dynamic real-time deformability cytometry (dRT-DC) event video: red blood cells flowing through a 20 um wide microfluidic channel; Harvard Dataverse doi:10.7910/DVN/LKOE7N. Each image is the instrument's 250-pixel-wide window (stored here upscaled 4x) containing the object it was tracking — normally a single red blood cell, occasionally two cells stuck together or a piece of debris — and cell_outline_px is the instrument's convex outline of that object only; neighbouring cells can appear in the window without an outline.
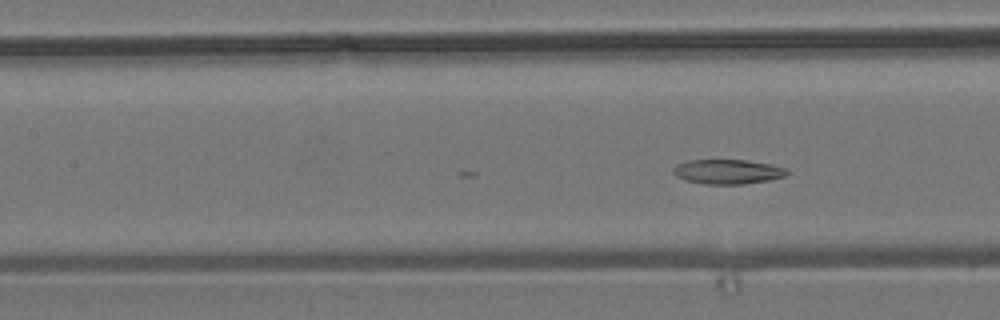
{"species": "common noctule bat (a hibernating species)", "species_latin": "Nyctalus noctula", "temperature_condition": "room temperature", "stored_images_in_passage": 24, "camera_frame_rate_fps": 3000, "um_per_image_px": 0.085, "animal": {"sex": "male", "body_mass_g": 19.2, "forearm_length_mm": 51.8}, "frame": {"image": 1, "passage_image": 24, "time_ms": 7.667, "image_size_px": [1000, 320], "cell_outline_px": [[788, 172], [784, 176], [768, 180], [744, 184], [704, 184], [684, 180], [676, 176], [672, 172], [672, 168], [676, 164], [688, 160], [748, 160], [772, 164], [784, 168]], "centroid_in_image_um": [61.8, 14.59], "position_along_channel_um": 145.6, "area_um2": 16.36}}